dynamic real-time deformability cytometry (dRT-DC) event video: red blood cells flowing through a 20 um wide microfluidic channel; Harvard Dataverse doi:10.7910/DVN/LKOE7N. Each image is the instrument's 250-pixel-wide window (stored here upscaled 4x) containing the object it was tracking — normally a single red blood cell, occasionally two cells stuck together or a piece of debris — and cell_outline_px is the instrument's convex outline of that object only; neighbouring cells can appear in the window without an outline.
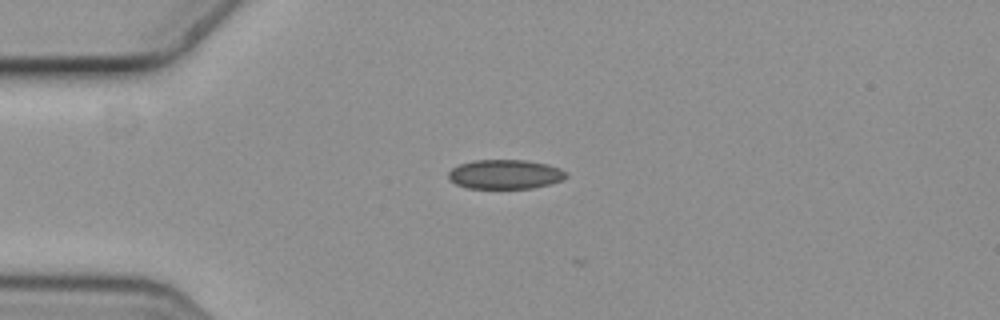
{"species": "common noctule bat (a hibernating species)", "species_latin": "Nyctalus noctula", "temperature_condition": "cold", "stored_images_in_passage": 3, "camera_frame_rate_fps": 3000, "um_per_image_px": 0.085, "animal": {"sex": "female", "body_mass_g": 19.3, "forearm_length_mm": 54.1}, "frame": {"image": 1, "passage_image": 3, "time_ms": 0.667, "image_size_px": [1000, 320], "cell_outline_px": [[568, 176], [560, 180], [548, 184], [532, 188], [468, 188], [456, 184], [448, 176], [448, 172], [452, 168], [460, 164], [472, 160], [528, 160], [548, 164], [560, 168], [568, 172]], "centroid_in_image_um": [42.95, 14.8], "position_along_channel_um": 42.0, "area_um2": 20.11}}